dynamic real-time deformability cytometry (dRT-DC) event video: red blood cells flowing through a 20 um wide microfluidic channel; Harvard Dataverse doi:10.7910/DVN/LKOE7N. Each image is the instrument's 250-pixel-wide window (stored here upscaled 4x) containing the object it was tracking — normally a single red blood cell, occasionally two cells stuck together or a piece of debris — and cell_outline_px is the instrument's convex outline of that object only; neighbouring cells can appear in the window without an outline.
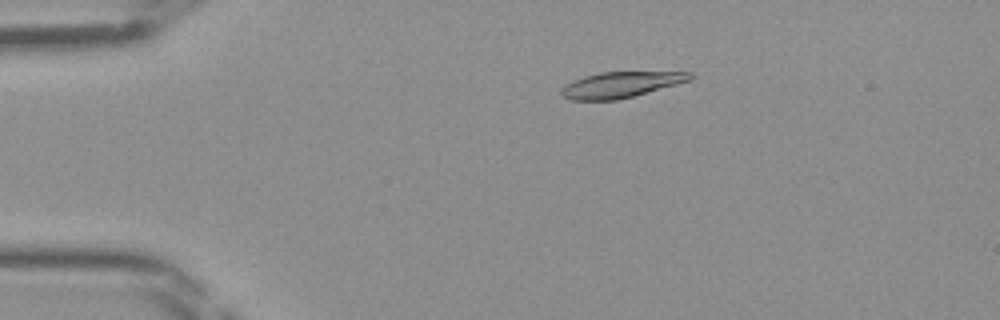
{"species": "Egyptian fruit bat (a non-hibernating species)", "species_latin": "Rousettus aegyptiacus", "temperature_condition": "room temperature", "stored_images_in_passage": 43, "camera_frame_rate_fps": 3000, "um_per_image_px": 0.085, "frame": {"image": 1, "passage_image": 6, "time_ms": 1.667, "image_size_px": [1000, 320], "cell_outline_px": [[696, 76], [692, 80], [632, 96], [616, 100], [572, 100], [564, 96], [560, 92], [572, 80], [584, 76], [600, 72], [692, 72]], "centroid_in_image_um": [52.82, 7.19], "position_along_channel_um": 32.2, "area_um2": 19.13}}
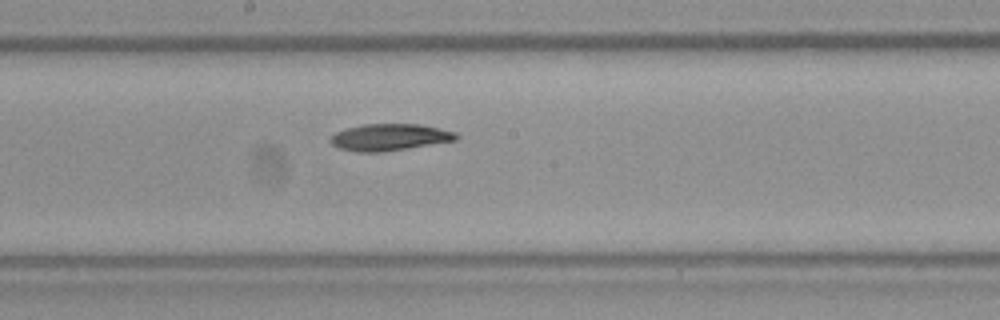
{"frame": {"image": 2, "passage_image": 22, "time_ms": 7.0, "image_size_px": [1000, 320], "cell_outline_px": [[460, 136], [456, 140], [408, 148], [380, 152], [356, 152], [340, 148], [332, 144], [328, 140], [336, 132], [348, 128], [364, 124], [420, 124], [456, 132]], "centroid_in_image_um": [33.12, 11.66], "position_along_channel_um": 215.1, "area_um2": 19.48}}
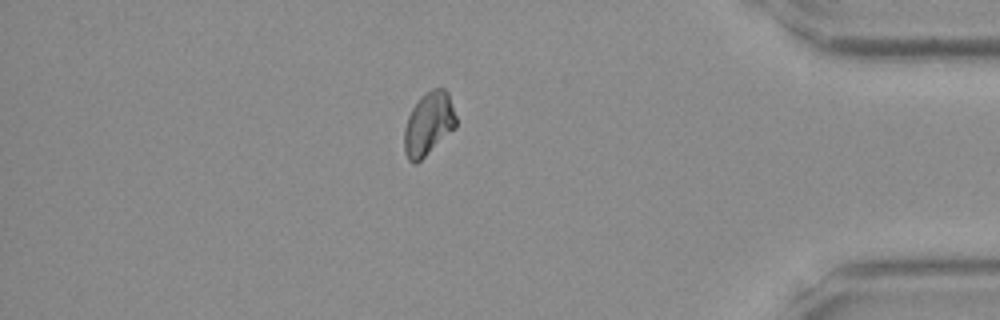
{"frame": {"image": 3, "passage_image": 37, "time_ms": 12.0, "image_size_px": [1000, 320], "cell_outline_px": [[456, 128], [416, 164], [412, 164], [408, 160], [404, 152], [404, 128], [408, 116], [412, 108], [420, 96], [432, 88], [444, 88], [448, 92], [456, 116]], "centroid_in_image_um": [36.42, 10.53], "position_along_channel_um": 398.8, "area_um2": 19.25}}